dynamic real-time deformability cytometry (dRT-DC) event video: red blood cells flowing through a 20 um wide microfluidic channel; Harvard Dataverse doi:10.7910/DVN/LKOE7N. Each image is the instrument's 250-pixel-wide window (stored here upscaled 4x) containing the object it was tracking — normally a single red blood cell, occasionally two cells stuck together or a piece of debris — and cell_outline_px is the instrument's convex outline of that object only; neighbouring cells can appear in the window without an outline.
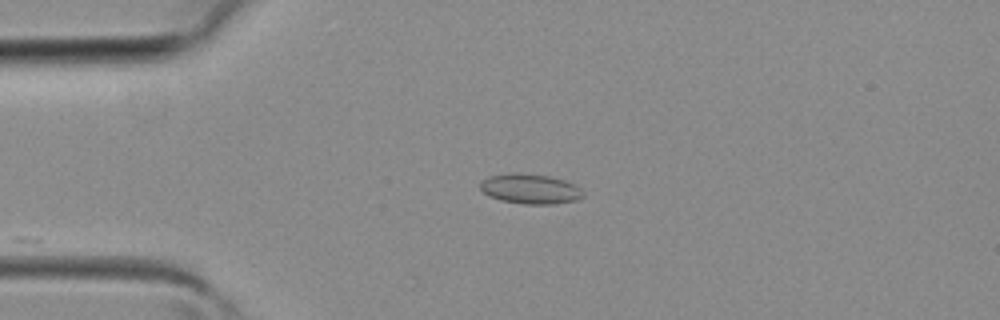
{"species": "common noctule bat (a hibernating species)", "species_latin": "Nyctalus noctula", "temperature_condition": "room temperature", "stored_images_in_passage": 8, "camera_frame_rate_fps": 3000, "um_per_image_px": 0.085, "animal": {"sex": "female", "body_mass_g": 19.3, "forearm_length_mm": 54.1}, "frame": {"image": 1, "passage_image": 1, "time_ms": 0.0, "image_size_px": [1000, 320], "cell_outline_px": [[584, 196], [576, 200], [556, 204], [524, 204], [500, 200], [488, 196], [480, 188], [480, 184], [488, 176], [516, 172], [548, 176], [564, 180], [580, 188], [584, 192]], "centroid_in_image_um": [45.07, 16.06], "position_along_channel_um": 39.9, "area_um2": 17.92}}
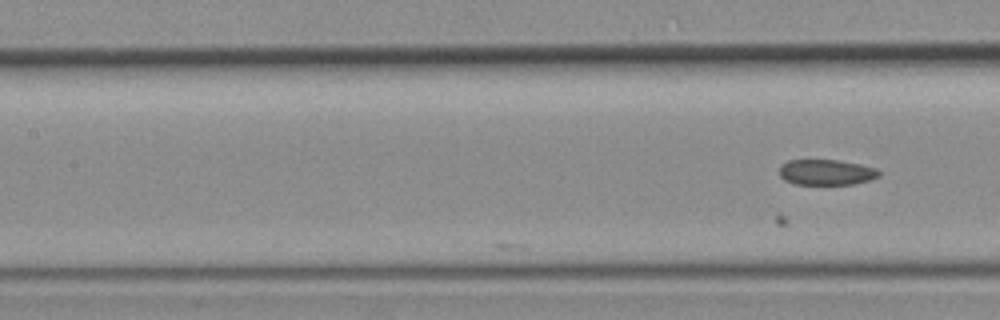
{"frame": {"image": 2, "passage_image": 8, "time_ms": 2.333, "image_size_px": [1000, 320], "cell_outline_px": [[880, 176], [868, 180], [852, 184], [796, 184], [784, 180], [780, 176], [780, 164], [788, 160], [840, 160], [860, 164], [876, 168], [880, 172]], "centroid_in_image_um": [70.22, 14.63], "position_along_channel_um": 137.2, "area_um2": 14.85}}